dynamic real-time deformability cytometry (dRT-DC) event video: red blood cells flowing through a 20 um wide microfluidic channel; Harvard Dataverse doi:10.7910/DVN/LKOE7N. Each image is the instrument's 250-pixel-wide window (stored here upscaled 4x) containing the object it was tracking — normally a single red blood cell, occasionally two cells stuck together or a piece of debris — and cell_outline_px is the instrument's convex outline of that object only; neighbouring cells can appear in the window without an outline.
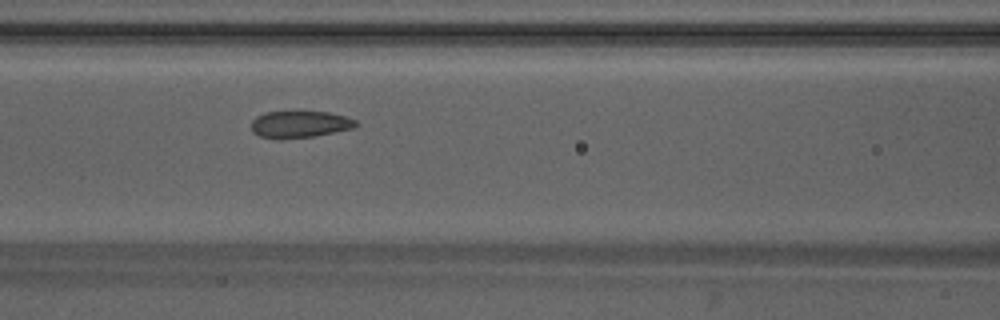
{"species": "Egyptian fruit bat (a non-hibernating species)", "species_latin": "Rousettus aegyptiacus", "temperature_condition": "warm", "stored_images_in_passage": 36, "camera_frame_rate_fps": 3000, "um_per_image_px": 0.085, "animal": {"sex": "male"}, "frame": {"image": 1, "passage_image": 9, "time_ms": 2.667, "image_size_px": [1000, 320], "cell_outline_px": [[360, 124], [352, 128], [316, 136], [280, 140], [260, 136], [252, 132], [252, 120], [256, 116], [264, 112], [328, 112], [344, 116], [356, 120]], "centroid_in_image_um": [25.46, 10.58], "position_along_channel_um": 141.1, "area_um2": 16.47}}
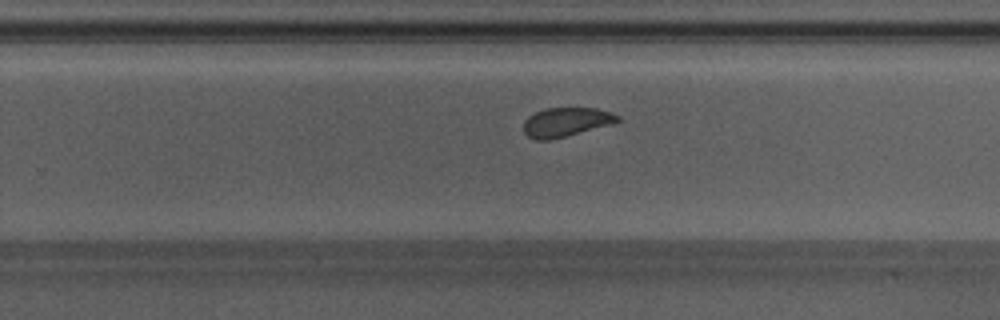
{"frame": {"image": 2, "passage_image": 19, "time_ms": 6.0, "image_size_px": [1000, 320], "cell_outline_px": [[620, 120], [612, 124], [548, 140], [536, 140], [528, 136], [524, 132], [524, 120], [528, 116], [544, 108], [596, 108], [612, 112], [620, 116]], "centroid_in_image_um": [48.11, 10.36], "position_along_channel_um": 281.7, "area_um2": 15.84}}
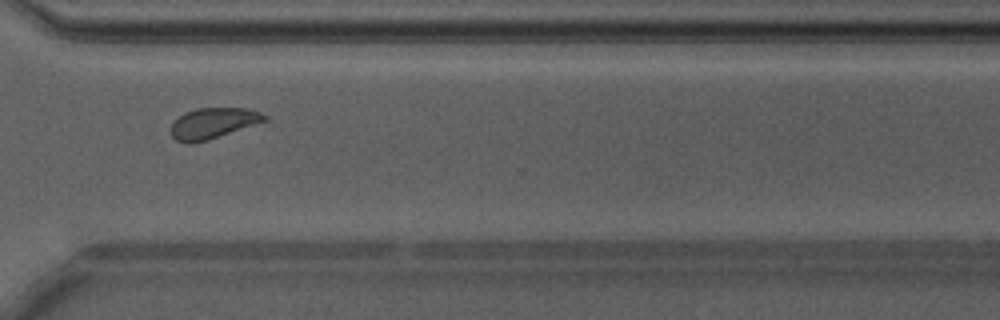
{"frame": {"image": 3, "passage_image": 24, "time_ms": 7.667, "image_size_px": [1000, 320], "cell_outline_px": [[268, 120], [208, 140], [192, 144], [188, 144], [176, 140], [172, 136], [172, 124], [184, 112], [196, 108], [244, 108], [260, 112], [268, 116]], "centroid_in_image_um": [18.12, 10.47], "position_along_channel_um": 352.5, "area_um2": 16.7}, "authors_computed_cell_mechanics": {"area_um2": 16.8487, "velocity_mm_per_s": 4.2299, "shape_relaxation_time_tau1_ms": 3.5691, "shape_relaxation_time_tau2_ms": 1.2464, "deformation_change_tau1": 0.0699, "deformation_change_tau2": 0.0431}}